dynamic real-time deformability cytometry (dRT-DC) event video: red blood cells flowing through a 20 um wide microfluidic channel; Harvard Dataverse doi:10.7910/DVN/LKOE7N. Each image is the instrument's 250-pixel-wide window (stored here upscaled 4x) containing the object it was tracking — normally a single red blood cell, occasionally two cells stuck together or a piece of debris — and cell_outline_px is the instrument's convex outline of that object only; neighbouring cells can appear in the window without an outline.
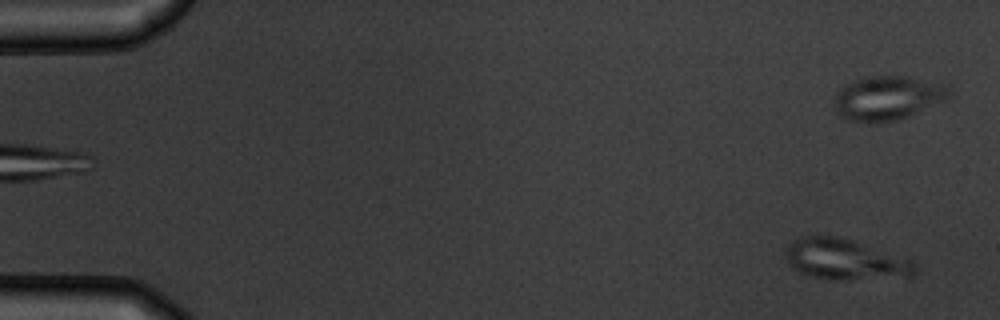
{"species": "common noctule bat (a hibernating species)", "species_latin": "Nyctalus noctula", "temperature_condition": "warm", "stored_images_in_passage": 5, "camera_frame_rate_fps": 3000, "um_per_image_px": 0.085, "animal": {"sex": "male", "body_mass_g": 19.5, "forearm_length_mm": 54.6}, "frame": {"image": 1, "passage_image": 5, "time_ms": 5.333, "image_size_px": [1000, 320], "cell_outline_px": [[916, 272], [912, 276], [848, 280], [828, 280], [812, 276], [800, 272], [792, 268], [788, 264], [784, 252], [784, 248], [792, 240], [800, 236], [836, 236], [852, 240], [916, 260]], "centroid_in_image_um": [71.83, 22.05], "position_along_channel_um": 13.2, "area_um2": 31.21}}